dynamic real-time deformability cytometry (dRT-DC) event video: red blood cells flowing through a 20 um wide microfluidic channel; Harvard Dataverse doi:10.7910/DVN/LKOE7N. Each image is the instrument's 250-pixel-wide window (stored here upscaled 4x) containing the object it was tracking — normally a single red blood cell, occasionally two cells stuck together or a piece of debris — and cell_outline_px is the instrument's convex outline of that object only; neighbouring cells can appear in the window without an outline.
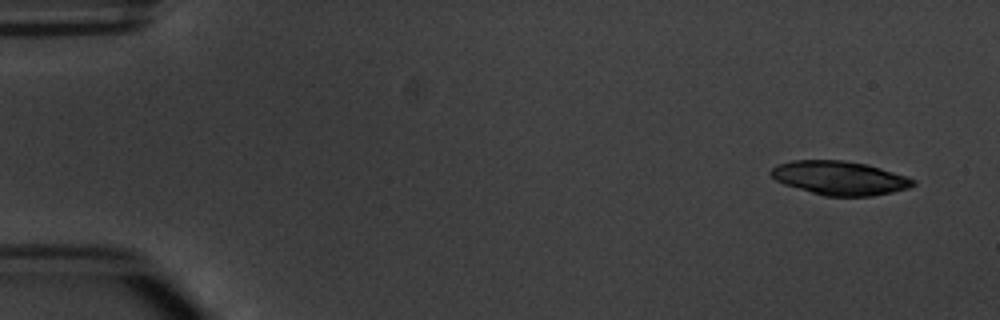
{"species": "common noctule bat (a hibernating species)", "species_latin": "Nyctalus noctula", "temperature_condition": "warm", "stored_images_in_passage": 5, "segment_of_instrument_passage": [1, 2], "camera_frame_rate_fps": 3000, "um_per_image_px": 0.085, "animal": {"sex": "male", "body_mass_g": 20.1, "forearm_length_mm": 53.5}, "frame": {"image": 1, "passage_image": 1, "time_ms": 0.0, "image_size_px": [1000, 320], "cell_outline_px": [[916, 184], [908, 188], [892, 192], [872, 196], [824, 196], [784, 184], [776, 180], [768, 172], [776, 164], [792, 160], [844, 160], [868, 164], [916, 180]], "centroid_in_image_um": [71.34, 15.12], "position_along_channel_um": 13.7, "area_um2": 28.03}}